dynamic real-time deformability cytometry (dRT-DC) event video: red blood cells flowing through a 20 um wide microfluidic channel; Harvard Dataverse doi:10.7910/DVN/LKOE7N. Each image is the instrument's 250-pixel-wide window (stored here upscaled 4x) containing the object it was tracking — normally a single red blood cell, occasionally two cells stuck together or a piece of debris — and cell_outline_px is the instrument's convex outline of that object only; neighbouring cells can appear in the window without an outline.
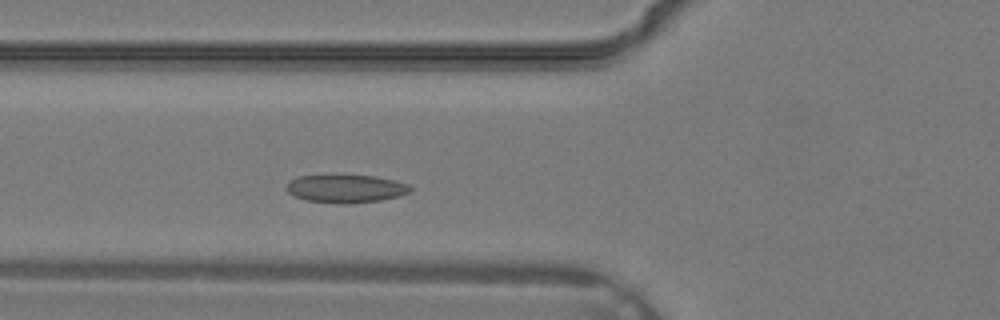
{"species": "common noctule bat (a hibernating species)", "species_latin": "Nyctalus noctula", "temperature_condition": "warm", "stored_images_in_passage": 31, "camera_frame_rate_fps": 3000, "um_per_image_px": 0.085, "animal": {"sex": "male", "body_mass_g": 19.2, "forearm_length_mm": 51.8}, "frame": {"image": 1, "passage_image": 8, "time_ms": 2.333, "image_size_px": [1000, 320], "cell_outline_px": [[412, 188], [408, 192], [400, 196], [380, 200], [348, 204], [340, 204], [304, 200], [292, 196], [284, 188], [292, 180], [300, 176], [332, 172], [376, 176], [408, 184]], "centroid_in_image_um": [29.33, 15.99], "position_along_channel_um": 96.5, "area_um2": 21.15}}
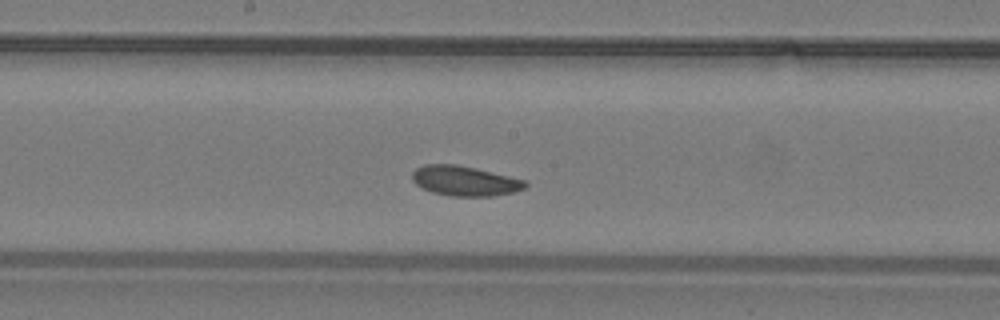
{"frame": {"image": 2, "passage_image": 14, "time_ms": 4.333, "image_size_px": [1000, 320], "cell_outline_px": [[528, 184], [524, 188], [512, 192], [492, 196], [452, 196], [432, 192], [416, 184], [412, 180], [412, 172], [416, 168], [424, 164], [456, 164], [476, 168], [524, 180]], "centroid_in_image_um": [39.47, 15.37], "position_along_channel_um": 208.7, "area_um2": 19.54}}
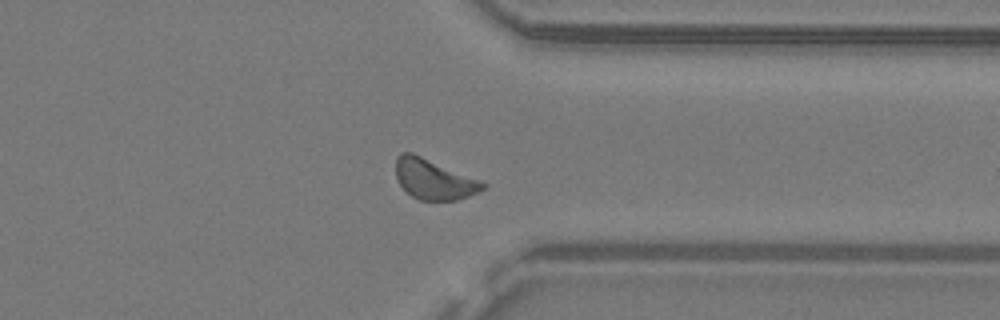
{"frame": {"image": 3, "passage_image": 23, "time_ms": 7.333, "image_size_px": [1000, 320], "cell_outline_px": [[488, 184], [484, 188], [468, 196], [456, 200], [420, 200], [412, 196], [400, 184], [396, 176], [396, 156], [400, 152], [412, 152]], "centroid_in_image_um": [36.84, 15.23], "position_along_channel_um": 374.6, "area_um2": 20.0}}